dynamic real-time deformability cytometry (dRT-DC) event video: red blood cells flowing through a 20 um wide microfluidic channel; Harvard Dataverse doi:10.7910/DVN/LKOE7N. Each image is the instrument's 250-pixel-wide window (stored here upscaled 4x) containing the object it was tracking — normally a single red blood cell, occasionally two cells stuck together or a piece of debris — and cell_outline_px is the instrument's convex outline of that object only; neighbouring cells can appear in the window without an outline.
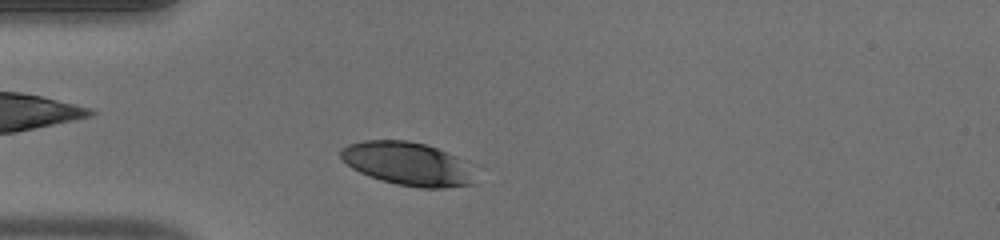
{"species": "human", "species_latin": "Homo sapiens", "temperature_condition": "warm", "stored_images_in_passage": 36, "camera_frame_rate_fps": 3000, "um_per_image_px": 0.085, "donor": {"sex": "male"}, "frame": {"image": 1, "passage_image": 4, "time_ms": 1.0, "image_size_px": [1000, 240], "cell_outline_px": [[476, 184], [444, 188], [420, 188], [396, 184], [380, 180], [360, 172], [352, 168], [340, 156], [340, 148], [348, 144], [364, 140], [408, 140], [428, 144], [456, 156], [464, 160], [468, 164]], "centroid_in_image_um": [34.66, 13.91], "position_along_channel_um": 50.3, "area_um2": 34.1}}
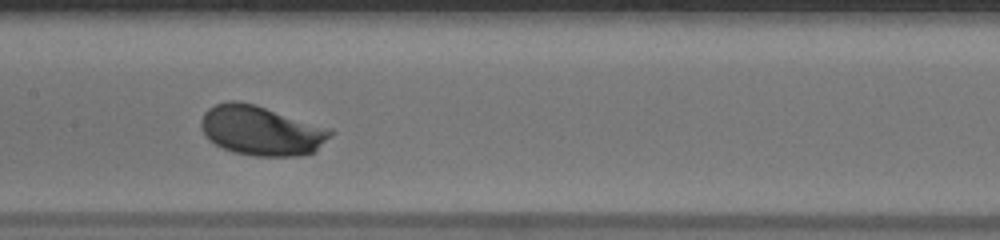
{"frame": {"image": 2, "passage_image": 15, "time_ms": 4.667, "image_size_px": [1000, 240], "cell_outline_px": [[336, 132], [316, 152], [300, 156], [256, 156], [232, 152], [208, 140], [204, 136], [200, 124], [200, 120], [204, 112], [208, 108], [216, 104], [228, 100], [240, 100], [256, 104], [332, 128]], "centroid_in_image_um": [22.24, 11.09], "position_along_channel_um": 185.2, "area_um2": 38.26}}
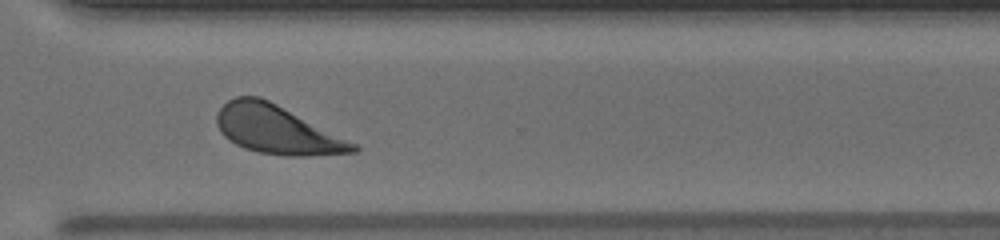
{"frame": {"image": 3, "passage_image": 27, "time_ms": 8.667, "image_size_px": [1000, 240], "cell_outline_px": [[360, 148], [356, 152], [308, 156], [284, 156], [260, 152], [244, 148], [228, 140], [220, 132], [216, 124], [216, 116], [220, 108], [228, 100], [236, 96], [260, 96], [356, 144]], "centroid_in_image_um": [23.49, 11.03], "position_along_channel_um": 347.1, "area_um2": 38.03}, "authors_computed_cell_mechanics": {"area_um2": 36.6452, "velocity_mm_per_s": 4.054, "shape_relaxation_time_tau1_ms": 0.7324, "shape_relaxation_time_tau2_ms": null, "deformation_change_tau1": 0.0987, "deformation_change_tau2": null}}